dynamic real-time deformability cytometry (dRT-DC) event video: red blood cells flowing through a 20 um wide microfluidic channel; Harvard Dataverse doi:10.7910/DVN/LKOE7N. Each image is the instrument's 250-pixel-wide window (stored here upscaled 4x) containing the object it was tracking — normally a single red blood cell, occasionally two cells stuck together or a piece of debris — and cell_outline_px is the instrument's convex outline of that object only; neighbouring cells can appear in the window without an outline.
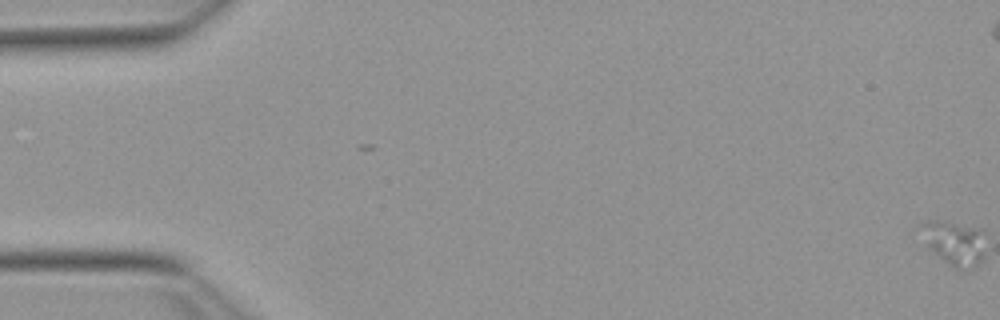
{"species": "Egyptian fruit bat (a non-hibernating species)", "species_latin": "Rousettus aegyptiacus", "temperature_condition": "warm", "stored_images_in_passage": 57, "camera_frame_rate_fps": 3000, "um_per_image_px": 0.085, "animal": {"sex": "female"}, "frame": {"image": 1, "passage_image": 1, "time_ms": 0.0, "image_size_px": [1000, 320], "cell_outline_px": [[984, 260], [972, 268], [964, 272], [952, 268], [928, 248], [924, 224], [924, 220], [936, 220], [976, 228], [984, 232]], "centroid_in_image_um": [81.22, 20.73], "position_along_channel_um": 3.8, "area_um2": 16.36}}
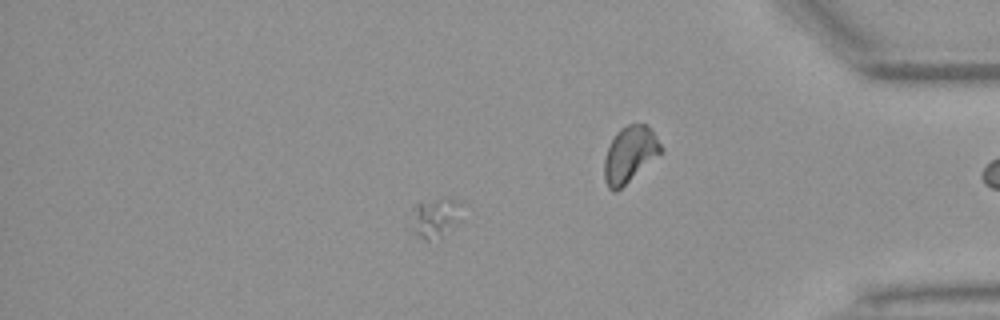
{"frame": {"image": 2, "passage_image": 49, "time_ms": 16.0, "image_size_px": [1000, 320], "cell_outline_px": [[460, 220], [440, 240], [424, 240], [412, 232], [416, 204], [440, 196], [444, 196], [456, 200], [460, 204]], "centroid_in_image_um": [37.04, 18.51], "position_along_channel_um": 398.2, "area_um2": 11.79}}